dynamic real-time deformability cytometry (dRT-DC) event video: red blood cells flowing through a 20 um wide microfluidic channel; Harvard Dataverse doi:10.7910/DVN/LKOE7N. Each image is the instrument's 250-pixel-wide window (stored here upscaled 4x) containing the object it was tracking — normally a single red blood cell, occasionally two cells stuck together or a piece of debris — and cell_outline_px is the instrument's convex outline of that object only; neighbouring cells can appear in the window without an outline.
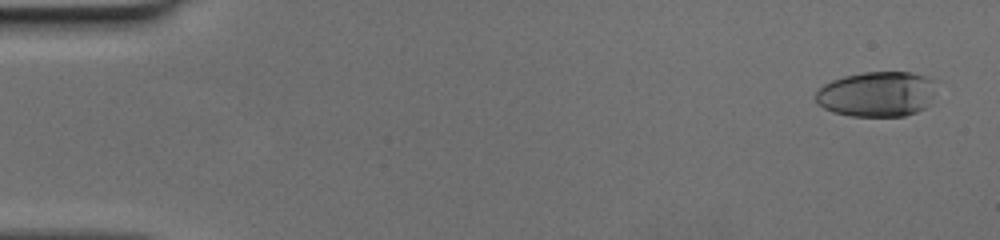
{"species": "human", "species_latin": "Homo sapiens", "temperature_condition": "cold", "stored_images_in_passage": 50, "camera_frame_rate_fps": 3000, "um_per_image_px": 0.085, "donor": {"sex": "female"}, "frame": {"image": 1, "passage_image": 3, "time_ms": 0.667, "image_size_px": [1000, 240], "cell_outline_px": [[932, 96], [928, 104], [924, 108], [916, 112], [904, 116], [848, 116], [832, 112], [816, 104], [816, 92], [824, 84], [832, 80], [844, 76], [864, 72], [912, 72], [928, 76], [932, 80]], "centroid_in_image_um": [74.49, 8.0], "position_along_channel_um": 10.5, "area_um2": 31.73}}
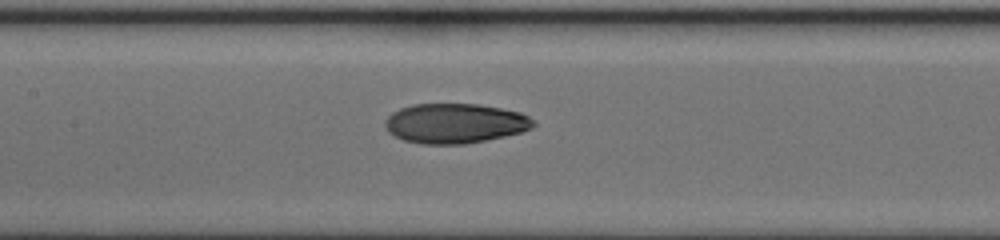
{"frame": {"image": 2, "passage_image": 25, "time_ms": 8.0, "image_size_px": [1000, 240], "cell_outline_px": [[536, 124], [532, 128], [520, 132], [504, 136], [464, 144], [420, 144], [404, 140], [388, 132], [384, 124], [384, 120], [392, 112], [400, 108], [412, 104], [480, 104], [520, 112], [528, 116]], "centroid_in_image_um": [38.64, 10.48], "position_along_channel_um": 168.8, "area_um2": 34.39}}
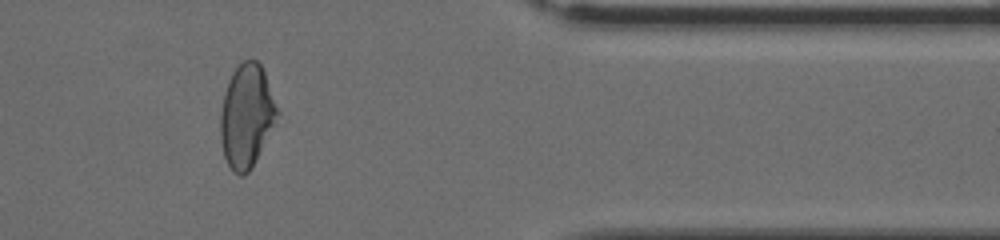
{"frame": {"image": 3, "passage_image": 42, "time_ms": 13.667, "image_size_px": [1000, 240], "cell_outline_px": [[280, 112], [248, 172], [244, 176], [240, 176], [232, 172], [224, 156], [220, 140], [220, 112], [224, 92], [228, 80], [232, 72], [244, 60], [256, 60], [260, 64], [264, 72]], "centroid_in_image_um": [20.93, 9.84], "position_along_channel_um": 390.5, "area_um2": 33.81}}